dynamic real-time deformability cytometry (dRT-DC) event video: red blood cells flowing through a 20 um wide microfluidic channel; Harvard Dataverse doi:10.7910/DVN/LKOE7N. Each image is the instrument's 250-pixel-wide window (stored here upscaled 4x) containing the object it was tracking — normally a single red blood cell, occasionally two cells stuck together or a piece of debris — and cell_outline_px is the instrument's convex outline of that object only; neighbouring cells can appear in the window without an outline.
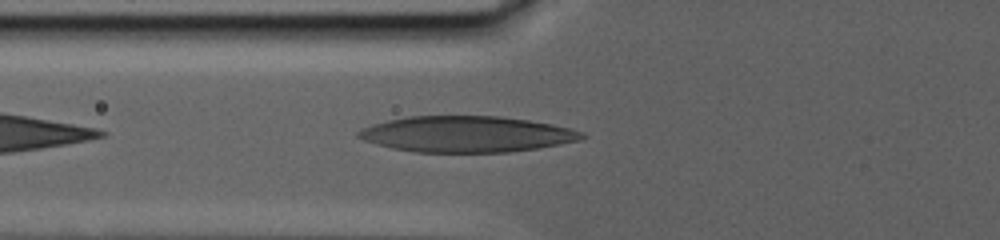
{"species": "human", "species_latin": "Homo sapiens", "temperature_condition": "warm", "stored_images_in_passage": 4, "camera_frame_rate_fps": 3000, "um_per_image_px": 0.085, "donor": {"sex": "male"}, "frame": {"image": 1, "passage_image": 2, "time_ms": 1.0, "image_size_px": [1000, 240], "cell_outline_px": [[588, 136], [580, 140], [560, 144], [512, 152], [416, 152], [392, 148], [376, 144], [364, 140], [356, 136], [356, 132], [360, 128], [372, 124], [388, 120], [408, 116], [500, 116], [528, 120], [552, 124], [584, 132]], "centroid_in_image_um": [39.64, 11.4], "position_along_channel_um": 86.2, "area_um2": 46.99}}
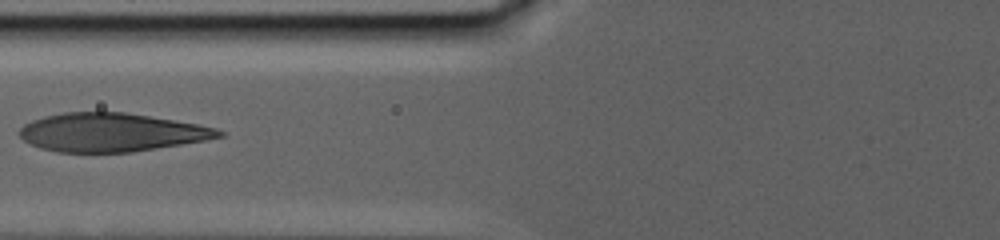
{"frame": {"image": 2, "passage_image": 3, "time_ms": 2.333, "image_size_px": [1000, 240], "cell_outline_px": [[224, 136], [204, 140], [132, 152], [56, 152], [40, 148], [24, 140], [16, 132], [24, 124], [32, 120], [44, 116], [64, 112], [124, 112], [196, 124], [216, 128], [224, 132]], "centroid_in_image_um": [9.4, 11.25], "position_along_channel_um": 116.4, "area_um2": 44.39}}